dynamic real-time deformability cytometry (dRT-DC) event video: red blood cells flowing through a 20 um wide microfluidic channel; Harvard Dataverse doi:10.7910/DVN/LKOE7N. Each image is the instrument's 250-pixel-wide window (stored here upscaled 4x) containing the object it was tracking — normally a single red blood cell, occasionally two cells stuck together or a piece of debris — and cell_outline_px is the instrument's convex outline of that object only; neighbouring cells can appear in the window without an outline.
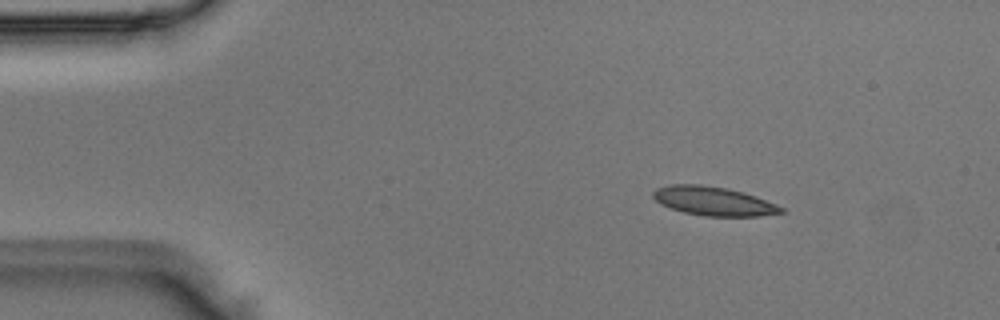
{"species": "Egyptian fruit bat (a non-hibernating species)", "species_latin": "Rousettus aegyptiacus", "temperature_condition": "room temperature", "stored_images_in_passage": 44, "camera_frame_rate_fps": 3000, "um_per_image_px": 0.085, "animal": {"sex": "male"}, "frame": {"image": 1, "passage_image": 1, "time_ms": 0.0, "image_size_px": [1000, 320], "cell_outline_px": [[788, 212], [760, 216], [704, 216], [684, 212], [660, 204], [652, 196], [652, 192], [656, 188], [668, 184], [700, 184], [724, 188], [744, 192], [776, 204], [784, 208]], "centroid_in_image_um": [60.65, 17.09], "position_along_channel_um": 24.3, "area_um2": 21.62}}
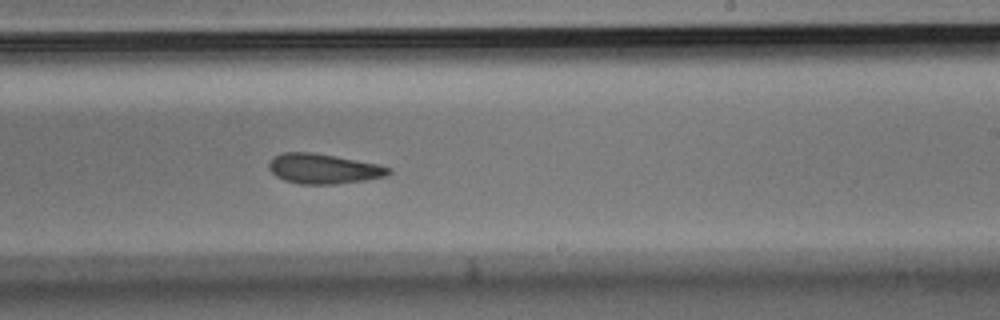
{"frame": {"image": 2, "passage_image": 24, "time_ms": 7.667, "image_size_px": [1000, 320], "cell_outline_px": [[392, 172], [388, 176], [364, 180], [336, 184], [300, 184], [284, 180], [276, 176], [268, 168], [268, 164], [280, 152], [312, 152], [380, 164], [392, 168]], "centroid_in_image_um": [27.53, 14.34], "position_along_channel_um": 261.5, "area_um2": 20.98}}
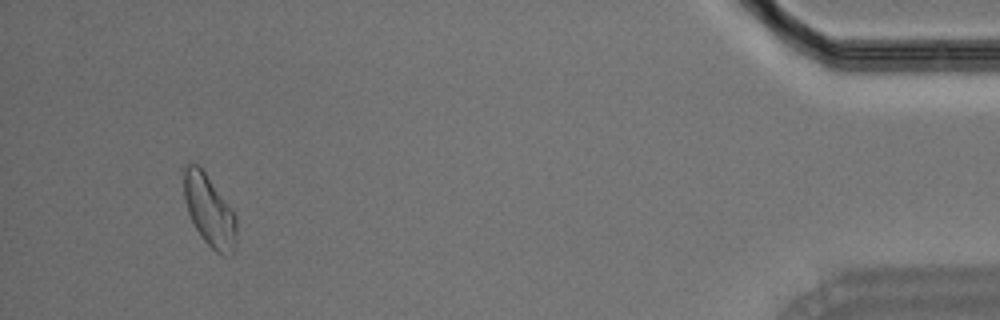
{"frame": {"image": 3, "passage_image": 41, "time_ms": 13.333, "image_size_px": [1000, 320], "cell_outline_px": [[236, 240], [232, 256], [224, 256], [216, 252], [204, 240], [196, 228], [188, 212], [184, 200], [180, 168], [184, 164], [196, 164], [204, 172], [236, 216]], "centroid_in_image_um": [17.74, 17.88], "position_along_channel_um": 417.5, "area_um2": 21.91}}